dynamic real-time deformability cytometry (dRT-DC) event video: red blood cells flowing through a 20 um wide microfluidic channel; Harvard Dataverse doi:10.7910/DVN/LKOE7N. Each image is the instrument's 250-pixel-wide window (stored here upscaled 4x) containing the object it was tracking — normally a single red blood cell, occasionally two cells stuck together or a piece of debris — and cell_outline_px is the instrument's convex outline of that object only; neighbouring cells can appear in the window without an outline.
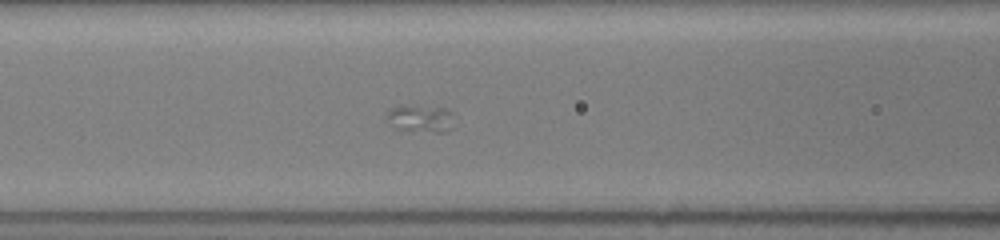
{"species": "common noctule bat (a hibernating species)", "species_latin": "Nyctalus noctula", "temperature_condition": "room temperature", "stored_images_in_passage": 41, "segment_of_instrument_passage": [2, 2], "camera_frame_rate_fps": 3000, "um_per_image_px": 0.085, "animal": {"sex": "female", "body_mass_g": 19.5, "forearm_length_mm": 54.1}, "frame": {"image": 1, "passage_image": 24, "time_ms": 7.667, "image_size_px": [1000, 240], "cell_outline_px": [[456, 128], [448, 132], [432, 132], [396, 128], [388, 116], [388, 108], [448, 108], [452, 112]], "centroid_in_image_um": [35.94, 10.13], "position_along_channel_um": 130.7, "area_um2": 10.17}}